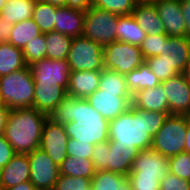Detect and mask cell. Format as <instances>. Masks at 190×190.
<instances>
[{"label": "cell", "instance_id": "4dcf8cb0", "mask_svg": "<svg viewBox=\"0 0 190 190\" xmlns=\"http://www.w3.org/2000/svg\"><path fill=\"white\" fill-rule=\"evenodd\" d=\"M39 26L32 18L14 24L9 43L17 48L23 49L28 42L41 35Z\"/></svg>", "mask_w": 190, "mask_h": 190}, {"label": "cell", "instance_id": "83f0119b", "mask_svg": "<svg viewBox=\"0 0 190 190\" xmlns=\"http://www.w3.org/2000/svg\"><path fill=\"white\" fill-rule=\"evenodd\" d=\"M35 3L36 0H8L0 15L7 22L16 24L32 18Z\"/></svg>", "mask_w": 190, "mask_h": 190}, {"label": "cell", "instance_id": "1f68e13d", "mask_svg": "<svg viewBox=\"0 0 190 190\" xmlns=\"http://www.w3.org/2000/svg\"><path fill=\"white\" fill-rule=\"evenodd\" d=\"M99 88L103 92H119V97H132L127 89L125 74L114 70L104 68L101 71Z\"/></svg>", "mask_w": 190, "mask_h": 190}, {"label": "cell", "instance_id": "52a82bcc", "mask_svg": "<svg viewBox=\"0 0 190 190\" xmlns=\"http://www.w3.org/2000/svg\"><path fill=\"white\" fill-rule=\"evenodd\" d=\"M67 62L71 71H102L104 69L103 47L84 36L74 37Z\"/></svg>", "mask_w": 190, "mask_h": 190}, {"label": "cell", "instance_id": "8d00e7d4", "mask_svg": "<svg viewBox=\"0 0 190 190\" xmlns=\"http://www.w3.org/2000/svg\"><path fill=\"white\" fill-rule=\"evenodd\" d=\"M167 37V34H157L155 36L147 34L140 45L144 59L161 55L163 43H165Z\"/></svg>", "mask_w": 190, "mask_h": 190}, {"label": "cell", "instance_id": "7402d4cb", "mask_svg": "<svg viewBox=\"0 0 190 190\" xmlns=\"http://www.w3.org/2000/svg\"><path fill=\"white\" fill-rule=\"evenodd\" d=\"M101 71H71L68 96L86 99L99 88Z\"/></svg>", "mask_w": 190, "mask_h": 190}, {"label": "cell", "instance_id": "7dc6e473", "mask_svg": "<svg viewBox=\"0 0 190 190\" xmlns=\"http://www.w3.org/2000/svg\"><path fill=\"white\" fill-rule=\"evenodd\" d=\"M66 6L87 11L91 7V0H66Z\"/></svg>", "mask_w": 190, "mask_h": 190}, {"label": "cell", "instance_id": "484cf974", "mask_svg": "<svg viewBox=\"0 0 190 190\" xmlns=\"http://www.w3.org/2000/svg\"><path fill=\"white\" fill-rule=\"evenodd\" d=\"M90 186L91 190H132L128 176L106 170L96 171Z\"/></svg>", "mask_w": 190, "mask_h": 190}, {"label": "cell", "instance_id": "d6986e66", "mask_svg": "<svg viewBox=\"0 0 190 190\" xmlns=\"http://www.w3.org/2000/svg\"><path fill=\"white\" fill-rule=\"evenodd\" d=\"M33 108L50 116L56 106L68 95L58 83H34Z\"/></svg>", "mask_w": 190, "mask_h": 190}, {"label": "cell", "instance_id": "c3c4849f", "mask_svg": "<svg viewBox=\"0 0 190 190\" xmlns=\"http://www.w3.org/2000/svg\"><path fill=\"white\" fill-rule=\"evenodd\" d=\"M9 111L10 109L5 105L0 106V135L3 134Z\"/></svg>", "mask_w": 190, "mask_h": 190}, {"label": "cell", "instance_id": "ac0fdd59", "mask_svg": "<svg viewBox=\"0 0 190 190\" xmlns=\"http://www.w3.org/2000/svg\"><path fill=\"white\" fill-rule=\"evenodd\" d=\"M30 163L28 154L15 153L12 159L0 169V184L8 189L18 184L30 181Z\"/></svg>", "mask_w": 190, "mask_h": 190}, {"label": "cell", "instance_id": "603a6c76", "mask_svg": "<svg viewBox=\"0 0 190 190\" xmlns=\"http://www.w3.org/2000/svg\"><path fill=\"white\" fill-rule=\"evenodd\" d=\"M132 106L141 110L169 113L167 96L161 84L137 91L132 96Z\"/></svg>", "mask_w": 190, "mask_h": 190}, {"label": "cell", "instance_id": "9c48e42d", "mask_svg": "<svg viewBox=\"0 0 190 190\" xmlns=\"http://www.w3.org/2000/svg\"><path fill=\"white\" fill-rule=\"evenodd\" d=\"M30 163V182L37 190H54L60 169L41 148L27 153Z\"/></svg>", "mask_w": 190, "mask_h": 190}, {"label": "cell", "instance_id": "7c38bea8", "mask_svg": "<svg viewBox=\"0 0 190 190\" xmlns=\"http://www.w3.org/2000/svg\"><path fill=\"white\" fill-rule=\"evenodd\" d=\"M34 83H58L66 90L71 69L67 60L41 59L30 66Z\"/></svg>", "mask_w": 190, "mask_h": 190}, {"label": "cell", "instance_id": "ab89813d", "mask_svg": "<svg viewBox=\"0 0 190 190\" xmlns=\"http://www.w3.org/2000/svg\"><path fill=\"white\" fill-rule=\"evenodd\" d=\"M67 156L91 159L93 153V144L79 142L69 138L67 142Z\"/></svg>", "mask_w": 190, "mask_h": 190}, {"label": "cell", "instance_id": "44dd1931", "mask_svg": "<svg viewBox=\"0 0 190 190\" xmlns=\"http://www.w3.org/2000/svg\"><path fill=\"white\" fill-rule=\"evenodd\" d=\"M138 25L148 35L166 34L155 5L150 0H139L132 12Z\"/></svg>", "mask_w": 190, "mask_h": 190}, {"label": "cell", "instance_id": "60d3db41", "mask_svg": "<svg viewBox=\"0 0 190 190\" xmlns=\"http://www.w3.org/2000/svg\"><path fill=\"white\" fill-rule=\"evenodd\" d=\"M132 190H160V180L148 176H128Z\"/></svg>", "mask_w": 190, "mask_h": 190}, {"label": "cell", "instance_id": "6da1fadb", "mask_svg": "<svg viewBox=\"0 0 190 190\" xmlns=\"http://www.w3.org/2000/svg\"><path fill=\"white\" fill-rule=\"evenodd\" d=\"M64 125L69 138L88 144L109 140V121L86 99L66 96L49 116Z\"/></svg>", "mask_w": 190, "mask_h": 190}, {"label": "cell", "instance_id": "8fae6325", "mask_svg": "<svg viewBox=\"0 0 190 190\" xmlns=\"http://www.w3.org/2000/svg\"><path fill=\"white\" fill-rule=\"evenodd\" d=\"M169 104V114L190 116V81L185 73H178L163 82Z\"/></svg>", "mask_w": 190, "mask_h": 190}, {"label": "cell", "instance_id": "277c9868", "mask_svg": "<svg viewBox=\"0 0 190 190\" xmlns=\"http://www.w3.org/2000/svg\"><path fill=\"white\" fill-rule=\"evenodd\" d=\"M34 91L29 66L0 77V100L10 110L33 108Z\"/></svg>", "mask_w": 190, "mask_h": 190}, {"label": "cell", "instance_id": "f35d334b", "mask_svg": "<svg viewBox=\"0 0 190 190\" xmlns=\"http://www.w3.org/2000/svg\"><path fill=\"white\" fill-rule=\"evenodd\" d=\"M145 62L150 67V70L154 73V75L160 80V82H163L178 74V72L170 67L169 64L163 60H160L159 56L149 57L145 59Z\"/></svg>", "mask_w": 190, "mask_h": 190}, {"label": "cell", "instance_id": "cb8c5ba5", "mask_svg": "<svg viewBox=\"0 0 190 190\" xmlns=\"http://www.w3.org/2000/svg\"><path fill=\"white\" fill-rule=\"evenodd\" d=\"M146 35L132 14L118 16L116 41L140 46Z\"/></svg>", "mask_w": 190, "mask_h": 190}, {"label": "cell", "instance_id": "f6af8a7d", "mask_svg": "<svg viewBox=\"0 0 190 190\" xmlns=\"http://www.w3.org/2000/svg\"><path fill=\"white\" fill-rule=\"evenodd\" d=\"M14 24L7 22L3 16L0 15V43H8Z\"/></svg>", "mask_w": 190, "mask_h": 190}, {"label": "cell", "instance_id": "d590c367", "mask_svg": "<svg viewBox=\"0 0 190 190\" xmlns=\"http://www.w3.org/2000/svg\"><path fill=\"white\" fill-rule=\"evenodd\" d=\"M169 172L190 181V154L179 153L168 158Z\"/></svg>", "mask_w": 190, "mask_h": 190}, {"label": "cell", "instance_id": "7a4b0ae2", "mask_svg": "<svg viewBox=\"0 0 190 190\" xmlns=\"http://www.w3.org/2000/svg\"><path fill=\"white\" fill-rule=\"evenodd\" d=\"M169 115L131 106L117 118L109 121L108 141H115L117 145L136 147L139 151L149 149L152 138Z\"/></svg>", "mask_w": 190, "mask_h": 190}, {"label": "cell", "instance_id": "ee69618b", "mask_svg": "<svg viewBox=\"0 0 190 190\" xmlns=\"http://www.w3.org/2000/svg\"><path fill=\"white\" fill-rule=\"evenodd\" d=\"M15 154L11 144L7 139L0 135V169H2L13 157Z\"/></svg>", "mask_w": 190, "mask_h": 190}, {"label": "cell", "instance_id": "3957f363", "mask_svg": "<svg viewBox=\"0 0 190 190\" xmlns=\"http://www.w3.org/2000/svg\"><path fill=\"white\" fill-rule=\"evenodd\" d=\"M48 117L35 108L10 110L3 136L15 153H30L40 148L43 127Z\"/></svg>", "mask_w": 190, "mask_h": 190}, {"label": "cell", "instance_id": "b9f144b4", "mask_svg": "<svg viewBox=\"0 0 190 190\" xmlns=\"http://www.w3.org/2000/svg\"><path fill=\"white\" fill-rule=\"evenodd\" d=\"M160 190H190V181L169 172L160 181Z\"/></svg>", "mask_w": 190, "mask_h": 190}, {"label": "cell", "instance_id": "f546056e", "mask_svg": "<svg viewBox=\"0 0 190 190\" xmlns=\"http://www.w3.org/2000/svg\"><path fill=\"white\" fill-rule=\"evenodd\" d=\"M60 175L71 177H84L92 179L95 175L94 165L91 159L67 156L59 166Z\"/></svg>", "mask_w": 190, "mask_h": 190}, {"label": "cell", "instance_id": "8992f818", "mask_svg": "<svg viewBox=\"0 0 190 190\" xmlns=\"http://www.w3.org/2000/svg\"><path fill=\"white\" fill-rule=\"evenodd\" d=\"M118 16L91 6L85 11L82 36L99 43L102 47L115 42Z\"/></svg>", "mask_w": 190, "mask_h": 190}, {"label": "cell", "instance_id": "d6a6232c", "mask_svg": "<svg viewBox=\"0 0 190 190\" xmlns=\"http://www.w3.org/2000/svg\"><path fill=\"white\" fill-rule=\"evenodd\" d=\"M56 6L36 0L32 19L39 26L42 33L54 31Z\"/></svg>", "mask_w": 190, "mask_h": 190}, {"label": "cell", "instance_id": "816d5d0a", "mask_svg": "<svg viewBox=\"0 0 190 190\" xmlns=\"http://www.w3.org/2000/svg\"><path fill=\"white\" fill-rule=\"evenodd\" d=\"M56 7L66 6V0H39Z\"/></svg>", "mask_w": 190, "mask_h": 190}, {"label": "cell", "instance_id": "bcb514c9", "mask_svg": "<svg viewBox=\"0 0 190 190\" xmlns=\"http://www.w3.org/2000/svg\"><path fill=\"white\" fill-rule=\"evenodd\" d=\"M180 5L185 20L186 36L190 38V0H180Z\"/></svg>", "mask_w": 190, "mask_h": 190}, {"label": "cell", "instance_id": "74e56055", "mask_svg": "<svg viewBox=\"0 0 190 190\" xmlns=\"http://www.w3.org/2000/svg\"><path fill=\"white\" fill-rule=\"evenodd\" d=\"M91 179L60 175L54 190H91Z\"/></svg>", "mask_w": 190, "mask_h": 190}, {"label": "cell", "instance_id": "e575fe53", "mask_svg": "<svg viewBox=\"0 0 190 190\" xmlns=\"http://www.w3.org/2000/svg\"><path fill=\"white\" fill-rule=\"evenodd\" d=\"M46 50L45 34L42 33L31 42H28L22 49L26 64L30 66L38 60L45 59Z\"/></svg>", "mask_w": 190, "mask_h": 190}, {"label": "cell", "instance_id": "4316f807", "mask_svg": "<svg viewBox=\"0 0 190 190\" xmlns=\"http://www.w3.org/2000/svg\"><path fill=\"white\" fill-rule=\"evenodd\" d=\"M22 49L8 43H0V77L26 68Z\"/></svg>", "mask_w": 190, "mask_h": 190}, {"label": "cell", "instance_id": "30bf717a", "mask_svg": "<svg viewBox=\"0 0 190 190\" xmlns=\"http://www.w3.org/2000/svg\"><path fill=\"white\" fill-rule=\"evenodd\" d=\"M69 136L64 125L47 118L43 127L40 148L45 151L53 162L60 166L67 157Z\"/></svg>", "mask_w": 190, "mask_h": 190}, {"label": "cell", "instance_id": "d4e9b609", "mask_svg": "<svg viewBox=\"0 0 190 190\" xmlns=\"http://www.w3.org/2000/svg\"><path fill=\"white\" fill-rule=\"evenodd\" d=\"M125 80L127 89L132 96L141 89H151L161 84L146 62L141 64L137 69L125 74Z\"/></svg>", "mask_w": 190, "mask_h": 190}, {"label": "cell", "instance_id": "ffe728a7", "mask_svg": "<svg viewBox=\"0 0 190 190\" xmlns=\"http://www.w3.org/2000/svg\"><path fill=\"white\" fill-rule=\"evenodd\" d=\"M84 18L85 11L83 10L67 6L57 7L54 31L72 38L82 36Z\"/></svg>", "mask_w": 190, "mask_h": 190}, {"label": "cell", "instance_id": "f5cc1de1", "mask_svg": "<svg viewBox=\"0 0 190 190\" xmlns=\"http://www.w3.org/2000/svg\"><path fill=\"white\" fill-rule=\"evenodd\" d=\"M8 0H0V12L3 9V7L5 6V4L7 3Z\"/></svg>", "mask_w": 190, "mask_h": 190}, {"label": "cell", "instance_id": "5b68a950", "mask_svg": "<svg viewBox=\"0 0 190 190\" xmlns=\"http://www.w3.org/2000/svg\"><path fill=\"white\" fill-rule=\"evenodd\" d=\"M187 115L170 114L152 138L151 148L165 157L184 152Z\"/></svg>", "mask_w": 190, "mask_h": 190}, {"label": "cell", "instance_id": "e0dca14e", "mask_svg": "<svg viewBox=\"0 0 190 190\" xmlns=\"http://www.w3.org/2000/svg\"><path fill=\"white\" fill-rule=\"evenodd\" d=\"M136 147L117 145L109 141V151H106L105 170L128 176L134 159L138 156Z\"/></svg>", "mask_w": 190, "mask_h": 190}, {"label": "cell", "instance_id": "681fc988", "mask_svg": "<svg viewBox=\"0 0 190 190\" xmlns=\"http://www.w3.org/2000/svg\"><path fill=\"white\" fill-rule=\"evenodd\" d=\"M4 190H37L30 181L18 184L17 186L10 187Z\"/></svg>", "mask_w": 190, "mask_h": 190}, {"label": "cell", "instance_id": "f1b7e54d", "mask_svg": "<svg viewBox=\"0 0 190 190\" xmlns=\"http://www.w3.org/2000/svg\"><path fill=\"white\" fill-rule=\"evenodd\" d=\"M46 58L54 60H67L72 37L51 31L45 33Z\"/></svg>", "mask_w": 190, "mask_h": 190}, {"label": "cell", "instance_id": "db71d44e", "mask_svg": "<svg viewBox=\"0 0 190 190\" xmlns=\"http://www.w3.org/2000/svg\"><path fill=\"white\" fill-rule=\"evenodd\" d=\"M185 74H186L188 80L190 81V64L188 65V68H187Z\"/></svg>", "mask_w": 190, "mask_h": 190}, {"label": "cell", "instance_id": "5bb4252c", "mask_svg": "<svg viewBox=\"0 0 190 190\" xmlns=\"http://www.w3.org/2000/svg\"><path fill=\"white\" fill-rule=\"evenodd\" d=\"M168 173V157L149 148L139 151L128 176L155 177L161 181Z\"/></svg>", "mask_w": 190, "mask_h": 190}, {"label": "cell", "instance_id": "9a60e30c", "mask_svg": "<svg viewBox=\"0 0 190 190\" xmlns=\"http://www.w3.org/2000/svg\"><path fill=\"white\" fill-rule=\"evenodd\" d=\"M156 7L169 37L186 36L185 20L181 12L180 0H150Z\"/></svg>", "mask_w": 190, "mask_h": 190}, {"label": "cell", "instance_id": "4fadbf2b", "mask_svg": "<svg viewBox=\"0 0 190 190\" xmlns=\"http://www.w3.org/2000/svg\"><path fill=\"white\" fill-rule=\"evenodd\" d=\"M86 100L108 121L117 118L132 106V97H119V92H103L100 88Z\"/></svg>", "mask_w": 190, "mask_h": 190}, {"label": "cell", "instance_id": "ba28073f", "mask_svg": "<svg viewBox=\"0 0 190 190\" xmlns=\"http://www.w3.org/2000/svg\"><path fill=\"white\" fill-rule=\"evenodd\" d=\"M104 68L127 74L145 62L140 46L112 42L103 47Z\"/></svg>", "mask_w": 190, "mask_h": 190}, {"label": "cell", "instance_id": "7bdbcfd3", "mask_svg": "<svg viewBox=\"0 0 190 190\" xmlns=\"http://www.w3.org/2000/svg\"><path fill=\"white\" fill-rule=\"evenodd\" d=\"M106 151H109V141H104L94 145L91 160L95 171L105 170Z\"/></svg>", "mask_w": 190, "mask_h": 190}, {"label": "cell", "instance_id": "836d02e7", "mask_svg": "<svg viewBox=\"0 0 190 190\" xmlns=\"http://www.w3.org/2000/svg\"><path fill=\"white\" fill-rule=\"evenodd\" d=\"M138 1L139 0H91V6L122 16L132 14Z\"/></svg>", "mask_w": 190, "mask_h": 190}, {"label": "cell", "instance_id": "f907efd6", "mask_svg": "<svg viewBox=\"0 0 190 190\" xmlns=\"http://www.w3.org/2000/svg\"><path fill=\"white\" fill-rule=\"evenodd\" d=\"M184 152L190 154V116L187 115V134L185 137Z\"/></svg>", "mask_w": 190, "mask_h": 190}, {"label": "cell", "instance_id": "2e32d148", "mask_svg": "<svg viewBox=\"0 0 190 190\" xmlns=\"http://www.w3.org/2000/svg\"><path fill=\"white\" fill-rule=\"evenodd\" d=\"M159 57L178 73H185L190 64V38L168 36Z\"/></svg>", "mask_w": 190, "mask_h": 190}]
</instances>
